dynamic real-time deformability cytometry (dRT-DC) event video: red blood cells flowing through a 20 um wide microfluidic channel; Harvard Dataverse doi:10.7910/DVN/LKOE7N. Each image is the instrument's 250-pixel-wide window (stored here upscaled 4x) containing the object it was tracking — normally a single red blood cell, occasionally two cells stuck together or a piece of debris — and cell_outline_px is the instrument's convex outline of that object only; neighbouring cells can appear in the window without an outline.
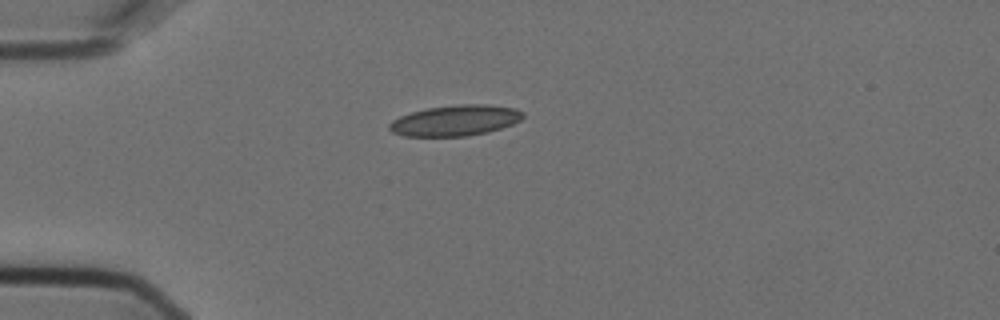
{"species": "Egyptian fruit bat (a non-hibernating species)", "species_latin": "Rousettus aegyptiacus", "temperature_condition": "cold", "stored_images_in_passage": 1, "camera_frame_rate_fps": 3000, "um_per_image_px": 0.085, "animal": {"sex": "female"}, "frame": {"image": 1, "passage_image": 1, "time_ms": 0.0, "image_size_px": [1000, 320], "cell_outline_px": [[524, 116], [520, 120], [512, 124], [488, 132], [464, 136], [404, 136], [392, 132], [388, 128], [388, 124], [392, 120], [400, 116], [412, 112], [428, 108], [460, 104], [488, 104], [516, 108], [524, 112]], "centroid_in_image_um": [38.7, 10.23], "position_along_channel_um": 46.3, "area_um2": 23.93}}